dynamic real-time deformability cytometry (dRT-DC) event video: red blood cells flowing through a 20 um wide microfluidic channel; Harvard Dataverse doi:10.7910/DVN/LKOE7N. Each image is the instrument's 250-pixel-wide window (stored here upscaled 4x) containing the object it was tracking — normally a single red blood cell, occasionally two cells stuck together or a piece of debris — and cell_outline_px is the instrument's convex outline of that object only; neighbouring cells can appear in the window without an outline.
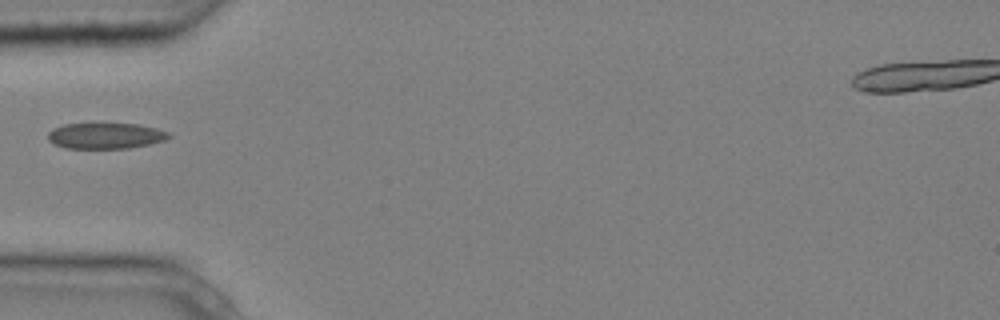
{"species": "common noctule bat (a hibernating species)", "species_latin": "Nyctalus noctula", "temperature_condition": "cold", "stored_images_in_passage": 1, "camera_frame_rate_fps": 3000, "um_per_image_px": 0.085, "animal": {"sex": "male", "body_mass_g": 20.4}, "frame": {"image": 1, "passage_image": 1, "time_ms": 0.0, "image_size_px": [1000, 320], "cell_outline_px": [[172, 136], [164, 140], [148, 144], [128, 148], [64, 148], [52, 144], [48, 140], [48, 132], [52, 128], [64, 124], [100, 120], [140, 124], [172, 132]], "centroid_in_image_um": [8.94, 11.48], "position_along_channel_um": 76.1, "area_um2": 19.42}}